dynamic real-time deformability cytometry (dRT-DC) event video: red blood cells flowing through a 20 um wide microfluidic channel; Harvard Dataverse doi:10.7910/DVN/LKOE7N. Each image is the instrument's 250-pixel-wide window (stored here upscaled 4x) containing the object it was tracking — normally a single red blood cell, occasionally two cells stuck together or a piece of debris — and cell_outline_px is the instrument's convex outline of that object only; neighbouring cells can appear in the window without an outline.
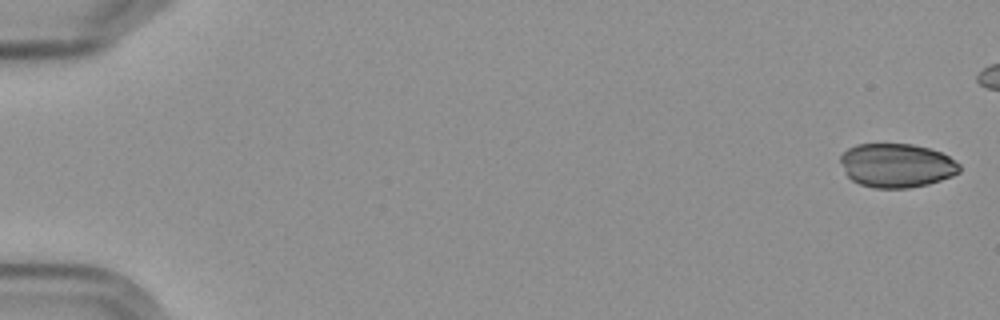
{"species": "Egyptian fruit bat (a non-hibernating species)", "species_latin": "Rousettus aegyptiacus", "temperature_condition": "cold", "stored_images_in_passage": 11, "camera_frame_rate_fps": 3000, "um_per_image_px": 0.085, "frame": {"image": 1, "passage_image": 1, "time_ms": 0.0, "image_size_px": [1000, 320], "cell_outline_px": [[960, 172], [952, 176], [928, 184], [908, 188], [872, 188], [860, 184], [852, 180], [844, 172], [840, 160], [840, 156], [848, 148], [856, 144], [912, 144], [928, 148], [940, 152], [948, 156], [960, 164]], "centroid_in_image_um": [76.2, 14.06], "position_along_channel_um": 8.8, "area_um2": 30.52}}
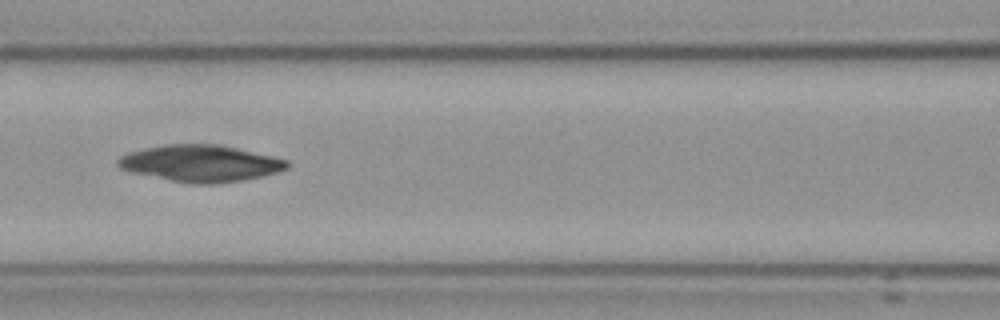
{"frame": {"image": 2, "passage_image": 8, "time_ms": 8.333, "image_size_px": [1000, 320], "cell_outline_px": [[292, 164], [288, 168], [264, 176], [240, 180], [212, 184], [192, 184], [132, 172], [120, 168], [116, 164], [116, 160], [120, 156], [128, 152], [168, 144], [220, 144], [272, 156], [288, 160]], "centroid_in_image_um": [17.07, 13.88], "position_along_channel_um": 149.5, "area_um2": 35.95}}